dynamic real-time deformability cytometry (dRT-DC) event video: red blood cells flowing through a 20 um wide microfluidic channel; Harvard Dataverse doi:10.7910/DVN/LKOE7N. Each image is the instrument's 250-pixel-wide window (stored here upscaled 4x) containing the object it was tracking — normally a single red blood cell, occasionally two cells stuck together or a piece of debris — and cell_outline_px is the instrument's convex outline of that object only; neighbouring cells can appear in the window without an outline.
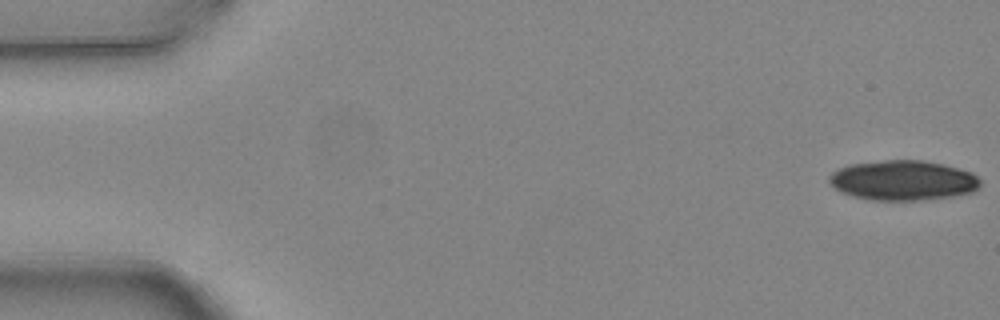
{"species": "common noctule bat (a hibernating species)", "species_latin": "Nyctalus noctula", "temperature_condition": "warm", "stored_images_in_passage": 3, "camera_frame_rate_fps": 3000, "um_per_image_px": 0.085, "animal": {"sex": "female", "body_mass_g": 24.6, "forearm_length_mm": 56.2}, "frame": {"image": 1, "passage_image": 1, "time_ms": 0.0, "image_size_px": [1000, 320], "cell_outline_px": [[980, 184], [972, 192], [952, 196], [920, 200], [872, 200], [840, 192], [828, 180], [828, 176], [832, 172], [848, 164], [884, 160], [920, 160], [940, 164], [972, 172], [980, 180]], "centroid_in_image_um": [76.73, 15.33], "position_along_channel_um": 8.3, "area_um2": 34.85}}